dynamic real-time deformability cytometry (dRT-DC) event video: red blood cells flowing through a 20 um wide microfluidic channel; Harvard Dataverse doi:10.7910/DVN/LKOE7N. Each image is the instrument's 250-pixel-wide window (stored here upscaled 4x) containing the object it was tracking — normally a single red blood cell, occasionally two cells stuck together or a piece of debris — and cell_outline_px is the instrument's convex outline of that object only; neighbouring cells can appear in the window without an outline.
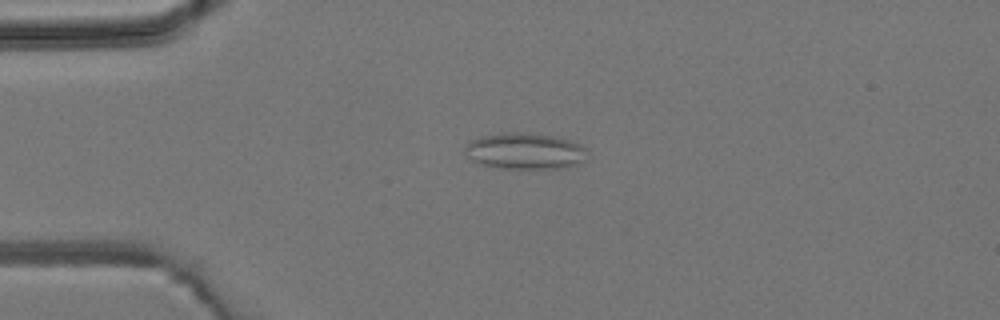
{"species": "common noctule bat (a hibernating species)", "species_latin": "Nyctalus noctula", "temperature_condition": "room temperature", "stored_images_in_passage": 4, "camera_frame_rate_fps": 3000, "um_per_image_px": 0.085, "animal": {"sex": "male", "body_mass_g": 19.2, "forearm_length_mm": 51.8}, "frame": {"image": 1, "passage_image": 3, "time_ms": 2.333, "image_size_px": [1000, 320], "cell_outline_px": [[588, 148], [584, 160], [564, 168], [504, 168], [480, 164], [472, 160], [468, 156], [464, 148], [468, 140], [480, 136], [508, 132], [520, 132], [552, 136], [568, 140], [580, 144]], "centroid_in_image_um": [44.59, 12.83], "position_along_channel_um": 40.4, "area_um2": 25.72}}